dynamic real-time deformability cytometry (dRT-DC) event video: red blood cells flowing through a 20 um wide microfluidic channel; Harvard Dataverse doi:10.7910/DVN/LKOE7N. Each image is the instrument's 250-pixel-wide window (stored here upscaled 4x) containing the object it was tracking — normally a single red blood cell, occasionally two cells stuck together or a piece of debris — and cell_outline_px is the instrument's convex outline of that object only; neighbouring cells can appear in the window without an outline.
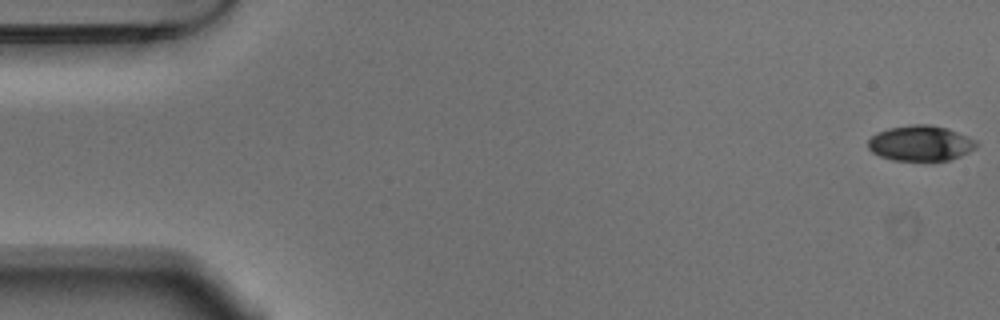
{"species": "Egyptian fruit bat (a non-hibernating species)", "species_latin": "Rousettus aegyptiacus", "temperature_condition": "warm", "stored_images_in_passage": 54, "camera_frame_rate_fps": 3000, "um_per_image_px": 0.085, "animal": {"sex": "male"}, "frame": {"image": 1, "passage_image": 1, "time_ms": 0.0, "image_size_px": [1000, 320], "cell_outline_px": [[976, 148], [952, 160], [892, 160], [880, 156], [872, 152], [868, 148], [868, 140], [876, 132], [888, 128], [912, 124], [932, 124], [948, 128], [968, 136], [976, 140]], "centroid_in_image_um": [78.24, 12.16], "position_along_channel_um": 6.8, "area_um2": 22.48}}
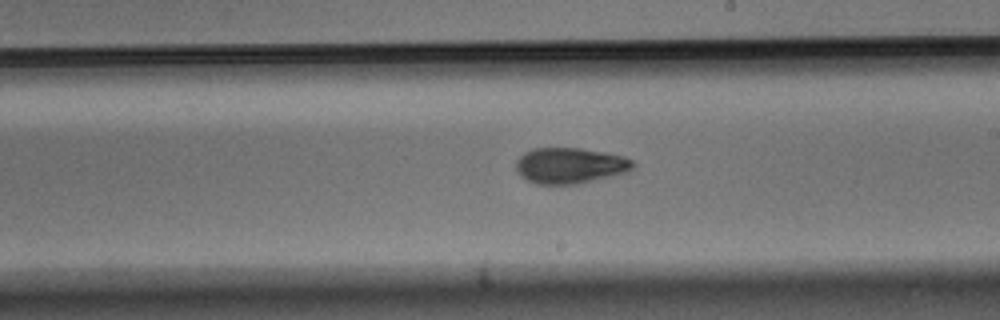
{"frame": {"image": 2, "passage_image": 31, "time_ms": 10.0, "image_size_px": [1000, 320], "cell_outline_px": [[636, 164], [632, 168], [624, 172], [612, 176], [580, 184], [536, 184], [520, 176], [516, 168], [516, 160], [524, 152], [532, 148], [580, 148], [604, 152], [624, 156], [632, 160]], "centroid_in_image_um": [48.43, 14.07], "position_along_channel_um": 240.6, "area_um2": 24.51}}
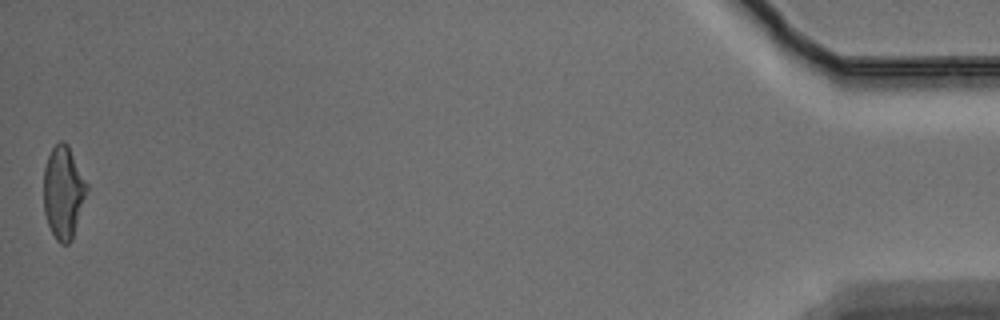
{"frame": {"image": 3, "passage_image": 54, "time_ms": 17.667, "image_size_px": [1000, 320], "cell_outline_px": [[88, 188], [72, 240], [68, 244], [60, 244], [56, 240], [48, 224], [44, 212], [44, 168], [48, 156], [52, 148], [60, 140], [64, 140], [68, 144], [88, 184]], "centroid_in_image_um": [5.39, 16.33], "position_along_channel_um": 429.8, "area_um2": 23.29}, "authors_computed_cell_mechanics": {"area_um2": 23.6113, "velocity_mm_per_s": 3.7333, "shape_relaxation_time_tau1_ms": 4.0857, "shape_relaxation_time_tau2_ms": 3.4694, "deformation_change_tau1": 0.1377, "deformation_change_tau2": 0.0995}}